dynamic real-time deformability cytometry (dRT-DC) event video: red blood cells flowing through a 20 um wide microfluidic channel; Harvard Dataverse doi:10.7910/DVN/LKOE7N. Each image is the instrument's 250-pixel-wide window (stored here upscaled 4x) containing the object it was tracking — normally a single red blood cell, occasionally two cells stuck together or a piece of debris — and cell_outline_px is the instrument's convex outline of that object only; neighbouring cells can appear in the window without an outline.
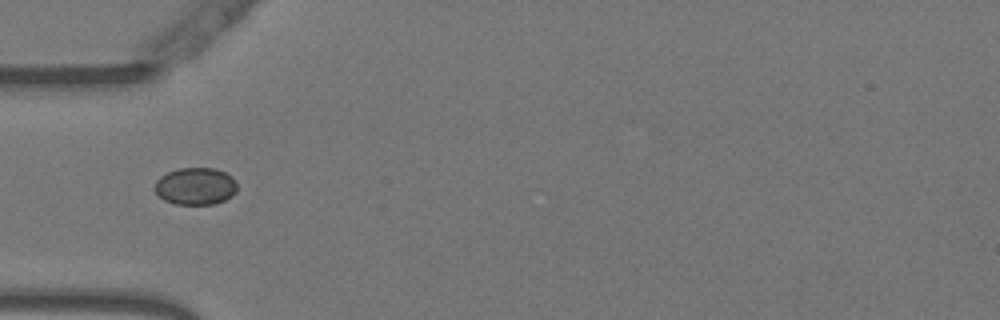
{"species": "Egyptian fruit bat (a non-hibernating species)", "species_latin": "Rousettus aegyptiacus", "temperature_condition": "warm", "stored_images_in_passage": 37, "camera_frame_rate_fps": 3000, "um_per_image_px": 0.085, "animal": {"sex": "female"}, "frame": {"image": 1, "passage_image": 1, "time_ms": 0.0, "image_size_px": [1000, 320], "cell_outline_px": [[236, 192], [232, 196], [216, 204], [176, 204], [164, 200], [156, 192], [156, 180], [160, 176], [168, 172], [180, 168], [216, 168], [232, 176], [236, 184]], "centroid_in_image_um": [16.64, 15.82], "position_along_channel_um": 68.4, "area_um2": 17.8}}
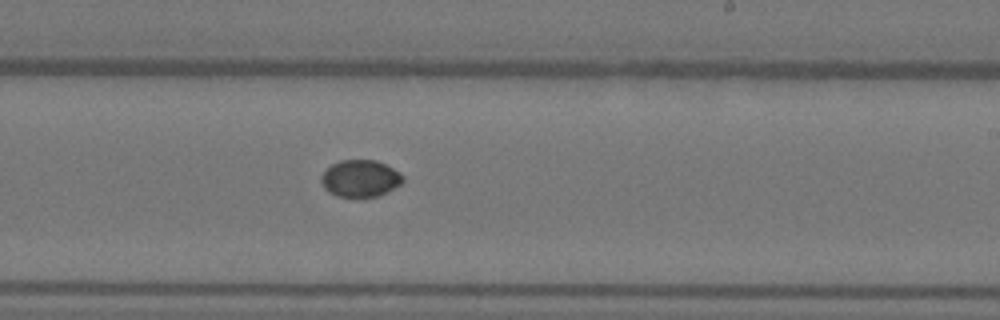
{"frame": {"image": 2, "passage_image": 16, "time_ms": 5.0, "image_size_px": [1000, 320], "cell_outline_px": [[404, 180], [400, 184], [376, 196], [336, 196], [328, 192], [324, 188], [320, 180], [320, 176], [332, 164], [340, 160], [376, 160], [400, 172], [404, 176]], "centroid_in_image_um": [30.6, 15.15], "position_along_channel_um": 258.4, "area_um2": 17.34}}
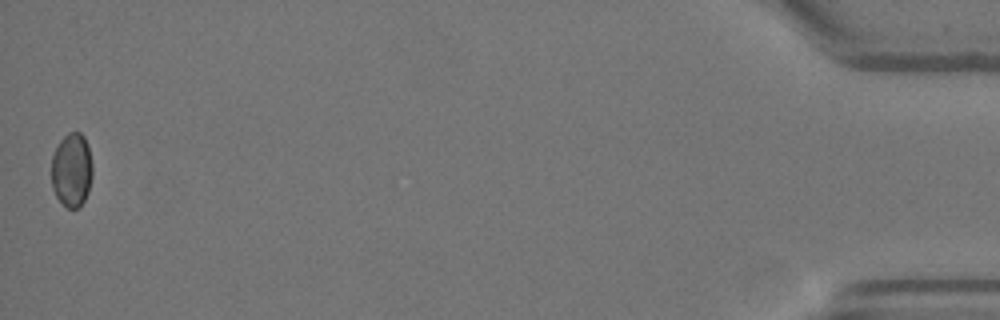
{"frame": {"image": 3, "passage_image": 37, "time_ms": 12.0, "image_size_px": [1000, 320], "cell_outline_px": [[92, 176], [88, 192], [80, 208], [68, 208], [56, 196], [52, 188], [52, 156], [60, 140], [68, 132], [80, 132], [84, 136], [88, 144], [92, 164]], "centroid_in_image_um": [6.11, 14.44], "position_along_channel_um": 429.1, "area_um2": 17.74}}